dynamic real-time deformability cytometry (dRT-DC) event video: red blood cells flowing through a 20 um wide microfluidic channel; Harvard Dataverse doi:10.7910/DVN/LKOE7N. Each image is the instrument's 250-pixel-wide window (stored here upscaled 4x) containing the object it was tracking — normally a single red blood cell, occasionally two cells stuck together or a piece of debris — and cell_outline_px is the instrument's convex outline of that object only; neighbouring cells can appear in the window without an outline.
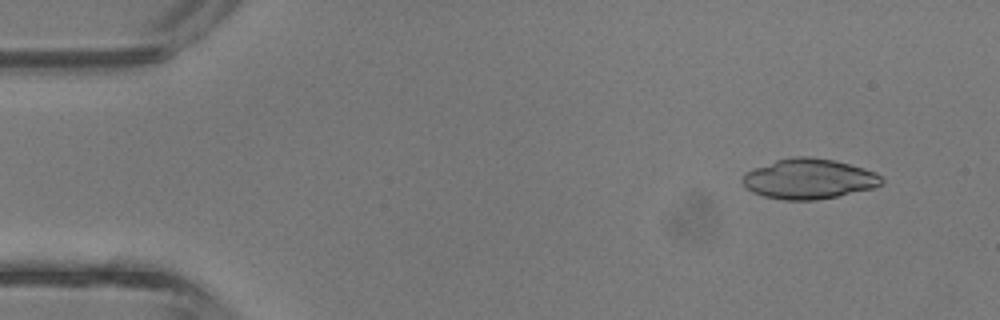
{"species": "common noctule bat (a hibernating species)", "species_latin": "Nyctalus noctula", "temperature_condition": "room temperature", "stored_images_in_passage": 9, "camera_frame_rate_fps": 3000, "um_per_image_px": 0.085, "animal": {"sex": "male", "body_mass_g": 13.3}, "frame": {"image": 1, "passage_image": 2, "time_ms": 0.333, "image_size_px": [1000, 320], "cell_outline_px": [[884, 180], [876, 188], [836, 196], [812, 200], [784, 200], [764, 196], [752, 192], [740, 180], [744, 172], [776, 160], [792, 156], [808, 156], [836, 160], [864, 168], [876, 172]], "centroid_in_image_um": [68.75, 15.19], "position_along_channel_um": 16.2, "area_um2": 32.66}}